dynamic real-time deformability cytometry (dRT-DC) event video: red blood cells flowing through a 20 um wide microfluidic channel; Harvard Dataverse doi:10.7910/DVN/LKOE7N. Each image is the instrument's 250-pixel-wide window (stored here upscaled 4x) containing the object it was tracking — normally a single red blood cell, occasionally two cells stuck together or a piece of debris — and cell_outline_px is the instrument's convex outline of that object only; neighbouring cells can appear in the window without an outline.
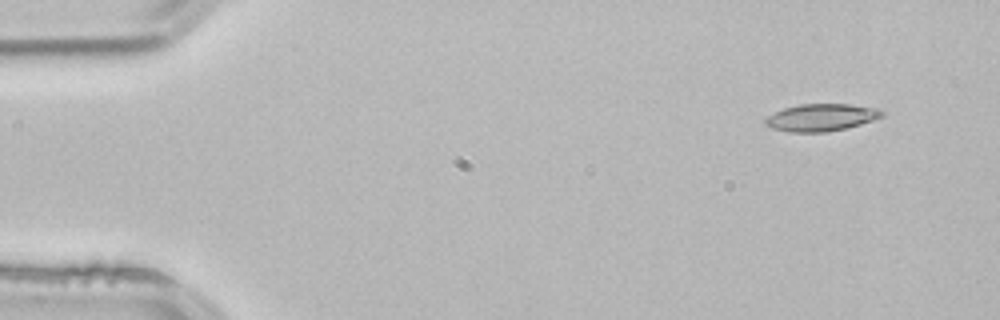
{"species": "common noctule bat (a hibernating species)", "species_latin": "Nyctalus noctula", "temperature_condition": "room temperature", "stored_images_in_passage": 3, "camera_frame_rate_fps": 3000, "um_per_image_px": 0.085, "animal": {"sex": "male", "body_mass_g": 21.5, "forearm_length_mm": 52.0}, "frame": {"image": 1, "passage_image": 1, "time_ms": 0.0, "image_size_px": [1000, 320], "cell_outline_px": [[884, 116], [860, 124], [844, 128], [824, 132], [788, 132], [772, 128], [764, 124], [764, 120], [768, 116], [784, 108], [800, 104], [848, 104], [880, 108], [884, 112]], "centroid_in_image_um": [69.81, 9.98], "position_along_channel_um": 15.2, "area_um2": 18.44}}
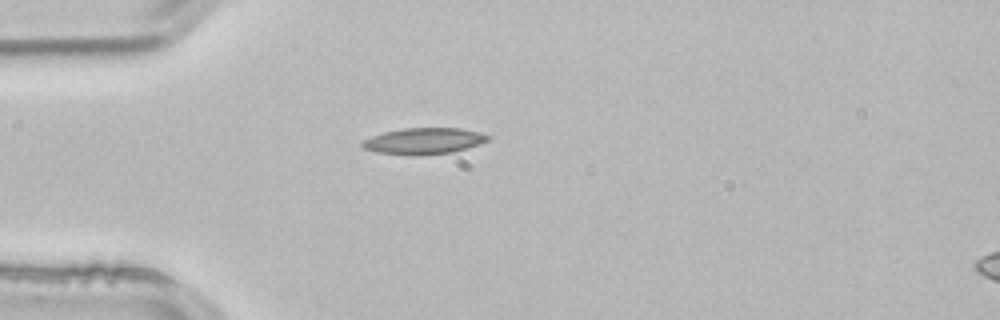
{"frame": {"image": 2, "passage_image": 3, "time_ms": 0.667, "image_size_px": [1000, 320], "cell_outline_px": [[492, 140], [468, 148], [452, 152], [376, 152], [364, 148], [360, 144], [364, 140], [372, 136], [384, 132], [404, 128], [460, 128], [480, 132], [492, 136]], "centroid_in_image_um": [36.14, 11.92], "position_along_channel_um": 48.9, "area_um2": 18.32}}